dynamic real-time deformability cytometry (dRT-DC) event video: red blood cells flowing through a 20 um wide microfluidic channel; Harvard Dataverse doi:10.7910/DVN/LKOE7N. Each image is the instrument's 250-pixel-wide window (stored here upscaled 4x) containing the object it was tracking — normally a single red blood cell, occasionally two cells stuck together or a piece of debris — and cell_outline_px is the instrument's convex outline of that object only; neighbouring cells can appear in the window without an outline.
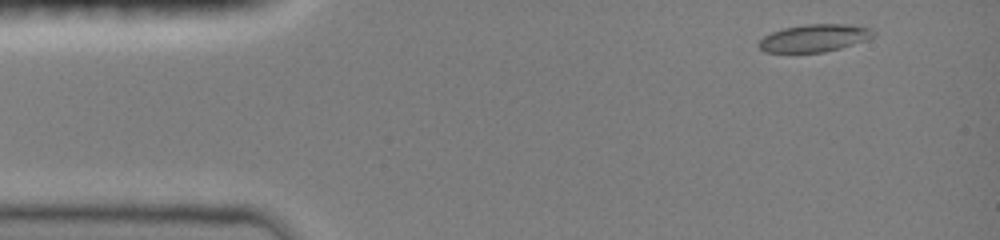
{"species": "common noctule bat (a hibernating species)", "species_latin": "Nyctalus noctula", "temperature_condition": "room temperature", "stored_images_in_passage": 37, "camera_frame_rate_fps": 3000, "um_per_image_px": 0.085, "animal": {"sex": "female", "body_mass_g": 19.0, "forearm_length_mm": 51.5}, "frame": {"image": 1, "passage_image": 1, "time_ms": 0.0, "image_size_px": [1000, 240], "cell_outline_px": [[876, 36], [840, 48], [824, 52], [764, 52], [756, 44], [764, 36], [772, 32], [784, 28], [804, 24], [848, 24], [872, 28], [876, 32]], "centroid_in_image_um": [69.23, 3.22], "position_along_channel_um": 15.8, "area_um2": 18.38}}
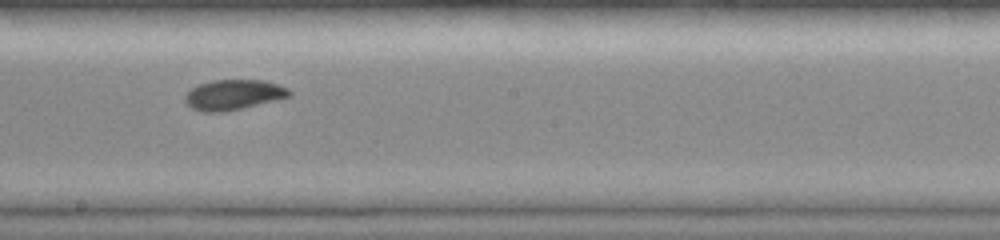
{"frame": {"image": 2, "passage_image": 21, "time_ms": 7.333, "image_size_px": [1000, 240], "cell_outline_px": [[292, 92], [288, 96], [276, 100], [224, 112], [204, 112], [192, 108], [184, 100], [184, 96], [192, 88], [200, 84], [212, 80], [264, 80], [288, 88]], "centroid_in_image_um": [19.83, 8.05], "position_along_channel_um": 228.4, "area_um2": 18.15}}
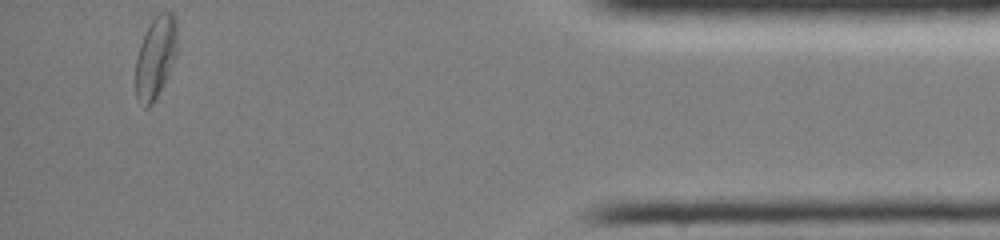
{"frame": {"image": 3, "passage_image": 37, "time_ms": 13.333, "image_size_px": [1000, 240], "cell_outline_px": [[176, 52], [168, 72], [152, 104], [148, 108], [144, 108], [136, 100], [136, 56], [140, 44], [152, 20], [160, 12], [172, 12], [176, 20]], "centroid_in_image_um": [13.19, 4.88], "position_along_channel_um": 422.0, "area_um2": 19.31}, "authors_computed_cell_mechanics": {"area_um2": 18.2648, "velocity_mm_per_s": 4.0372, "shape_relaxation_time_tau1_ms": 4.4794, "shape_relaxation_time_tau2_ms": 3.6283, "deformation_change_tau1": 0.1339, "deformation_change_tau2": 0.0694}}